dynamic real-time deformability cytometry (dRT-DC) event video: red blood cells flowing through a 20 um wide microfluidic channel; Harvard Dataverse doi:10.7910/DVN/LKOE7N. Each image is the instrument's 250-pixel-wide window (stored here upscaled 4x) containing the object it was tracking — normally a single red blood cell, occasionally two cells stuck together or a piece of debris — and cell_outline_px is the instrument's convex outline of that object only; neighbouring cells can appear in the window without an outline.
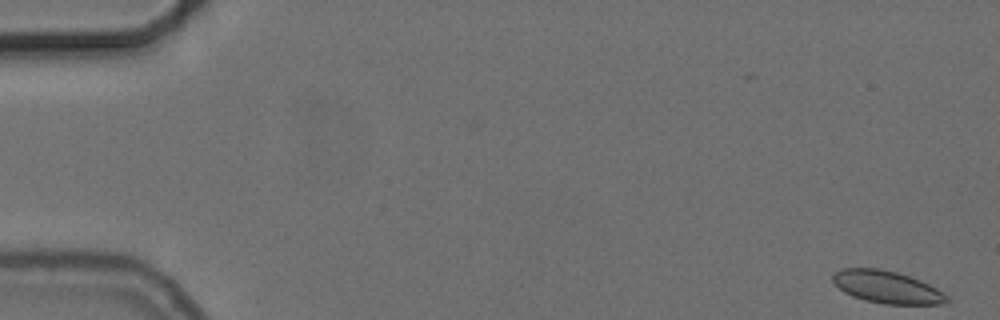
{"species": "common noctule bat (a hibernating species)", "species_latin": "Nyctalus noctula", "temperature_condition": "cold", "stored_images_in_passage": 11, "camera_frame_rate_fps": 3000, "um_per_image_px": 0.085, "animal": {"sex": "female", "body_mass_g": 24.6, "forearm_length_mm": 56.2}, "frame": {"image": 1, "passage_image": 1, "time_ms": 0.0, "image_size_px": [1000, 320], "cell_outline_px": [[948, 300], [944, 304], [884, 304], [852, 296], [844, 292], [832, 280], [832, 276], [840, 268], [880, 268], [896, 272], [920, 280], [936, 288], [948, 296]], "centroid_in_image_um": [75.38, 24.39], "position_along_channel_um": 9.6, "area_um2": 21.27}}